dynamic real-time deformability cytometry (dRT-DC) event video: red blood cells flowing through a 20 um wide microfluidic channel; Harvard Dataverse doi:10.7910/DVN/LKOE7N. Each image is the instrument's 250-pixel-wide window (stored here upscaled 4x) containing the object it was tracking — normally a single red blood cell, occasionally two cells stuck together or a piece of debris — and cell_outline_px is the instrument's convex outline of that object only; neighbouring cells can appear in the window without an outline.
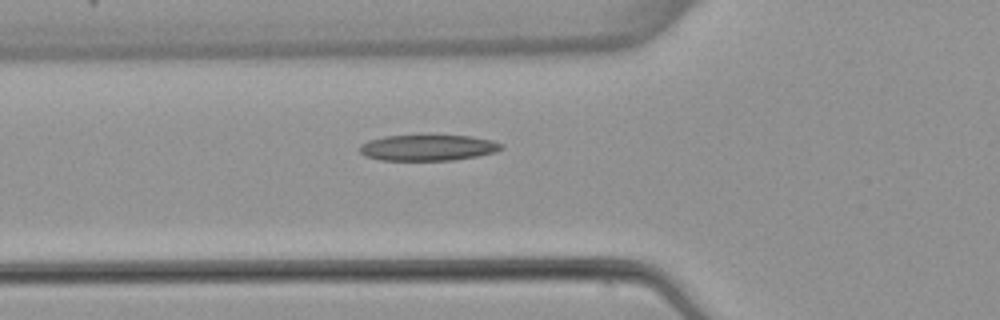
{"species": "common noctule bat (a hibernating species)", "species_latin": "Nyctalus noctula", "temperature_condition": "warm", "stored_images_in_passage": 4, "camera_frame_rate_fps": 3000, "um_per_image_px": 0.085, "animal": {"sex": "female", "body_mass_g": 22.7, "forearm_length_mm": 54.2}, "frame": {"image": 1, "passage_image": 4, "time_ms": 6.0, "image_size_px": [1000, 320], "cell_outline_px": [[504, 148], [496, 152], [476, 156], [452, 160], [380, 160], [364, 156], [360, 152], [360, 144], [368, 140], [384, 136], [420, 132], [472, 136], [492, 140], [504, 144]], "centroid_in_image_um": [36.37, 12.49], "position_along_channel_um": 89.4, "area_um2": 22.66}}